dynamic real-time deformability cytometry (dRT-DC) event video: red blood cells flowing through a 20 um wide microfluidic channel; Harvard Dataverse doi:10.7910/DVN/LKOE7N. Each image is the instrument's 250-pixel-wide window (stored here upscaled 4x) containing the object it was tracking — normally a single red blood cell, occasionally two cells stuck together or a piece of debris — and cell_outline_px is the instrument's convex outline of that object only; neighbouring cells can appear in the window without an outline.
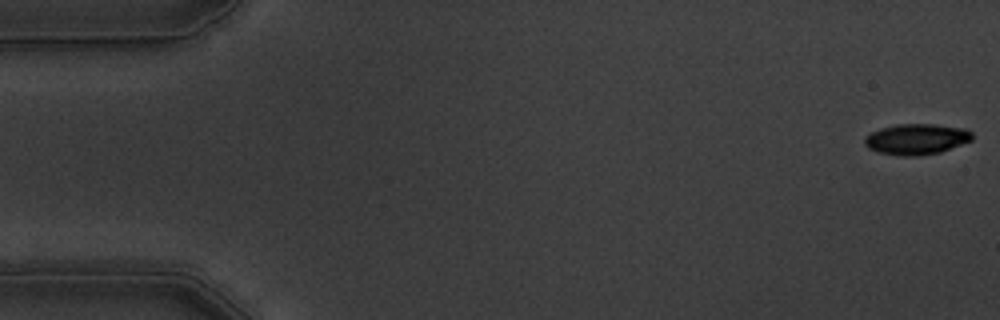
{"species": "common noctule bat (a hibernating species)", "species_latin": "Nyctalus noctula", "temperature_condition": "warm", "stored_images_in_passage": 56, "camera_frame_rate_fps": 3000, "um_per_image_px": 0.085, "animal": {"sex": "male", "body_mass_g": 19.5, "forearm_length_mm": 54.6}, "frame": {"image": 1, "passage_image": 1, "time_ms": 0.0, "image_size_px": [1000, 320], "cell_outline_px": [[972, 140], [940, 152], [916, 156], [904, 156], [880, 152], [868, 148], [864, 144], [864, 136], [880, 128], [896, 124], [932, 124], [968, 128], [972, 132]], "centroid_in_image_um": [77.9, 11.81], "position_along_channel_um": 7.1, "area_um2": 19.31}}
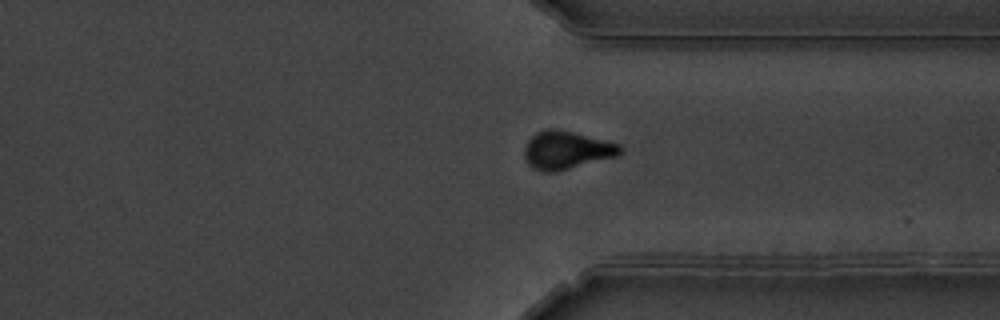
{"frame": {"image": 2, "passage_image": 42, "time_ms": 13.667, "image_size_px": [1000, 320], "cell_outline_px": [[624, 148], [616, 156], [556, 172], [544, 172], [532, 168], [528, 164], [524, 156], [524, 148], [528, 140], [536, 132], [548, 128], [556, 128], [620, 144]], "centroid_in_image_um": [48.12, 12.76], "position_along_channel_um": 363.3, "area_um2": 21.15}}
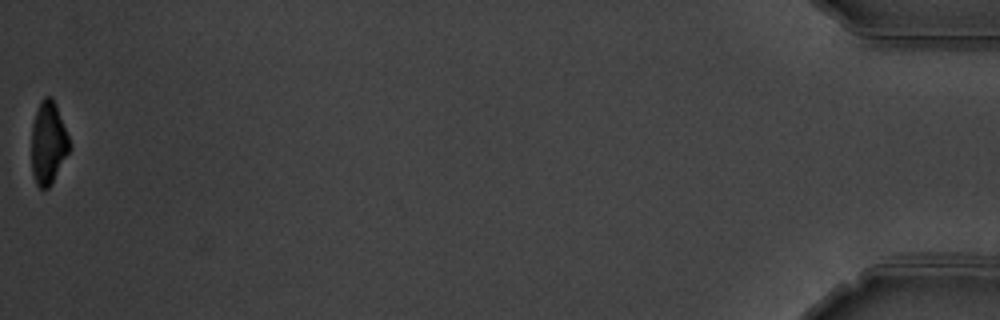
{"frame": {"image": 3, "passage_image": 56, "time_ms": 18.333, "image_size_px": [1000, 320], "cell_outline_px": [[72, 148], [48, 188], [40, 188], [36, 184], [32, 172], [32, 124], [40, 100], [44, 96], [52, 96], [56, 104], [72, 144]], "centroid_in_image_um": [4.12, 12.11], "position_along_channel_um": 431.1, "area_um2": 18.44}, "authors_computed_cell_mechanics": {"area_um2": 20.519, "velocity_mm_per_s": 3.6107, "shape_relaxation_time_tau1_ms": 2.2675, "shape_relaxation_time_tau2_ms": 3.547, "deformation_change_tau1": 0.1503, "deformation_change_tau2": 0.0835}}